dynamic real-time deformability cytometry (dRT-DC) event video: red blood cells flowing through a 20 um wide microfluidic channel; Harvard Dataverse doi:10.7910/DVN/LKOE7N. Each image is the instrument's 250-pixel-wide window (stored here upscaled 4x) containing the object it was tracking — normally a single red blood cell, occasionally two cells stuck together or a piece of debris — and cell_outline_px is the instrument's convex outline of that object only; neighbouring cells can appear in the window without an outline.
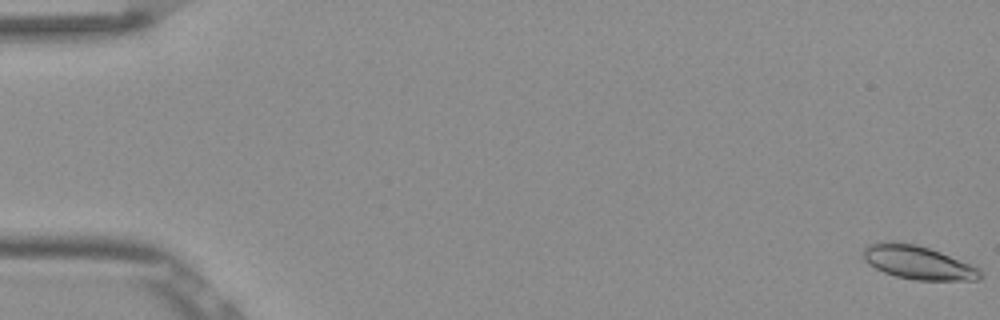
{"species": "Egyptian fruit bat (a non-hibernating species)", "species_latin": "Rousettus aegyptiacus", "temperature_condition": "room temperature", "stored_images_in_passage": 54, "camera_frame_rate_fps": 3000, "um_per_image_px": 0.085, "frame": {"image": 1, "passage_image": 1, "time_ms": 0.0, "image_size_px": [1000, 320], "cell_outline_px": [[984, 276], [980, 280], [916, 280], [896, 276], [884, 272], [868, 264], [864, 260], [864, 248], [868, 244], [916, 244], [940, 252], [980, 268], [984, 272]], "centroid_in_image_um": [78.13, 22.36], "position_along_channel_um": 6.9, "area_um2": 22.31}}
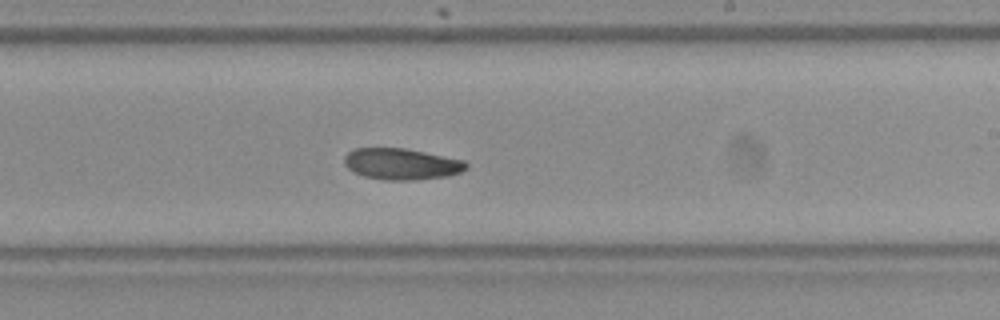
{"frame": {"image": 2, "passage_image": 33, "time_ms": 10.667, "image_size_px": [1000, 320], "cell_outline_px": [[468, 168], [460, 172], [448, 176], [416, 180], [384, 180], [364, 176], [352, 172], [344, 164], [344, 156], [352, 148], [404, 148], [464, 160], [468, 164]], "centroid_in_image_um": [34.1, 13.94], "position_along_channel_um": 254.9, "area_um2": 22.37}}
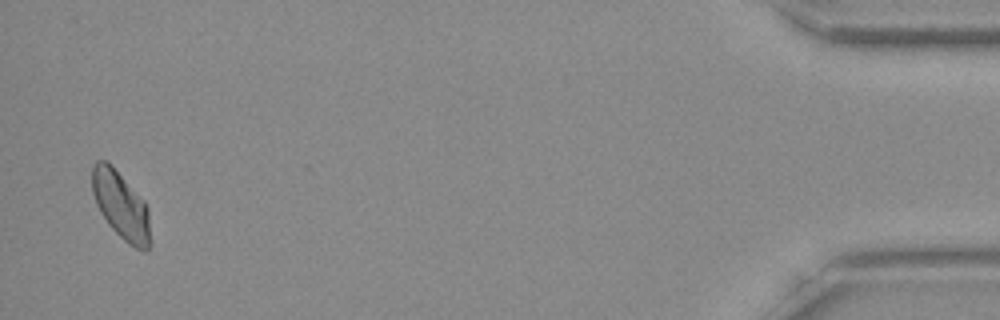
{"frame": {"image": 3, "passage_image": 53, "time_ms": 17.333, "image_size_px": [1000, 320], "cell_outline_px": [[148, 252], [144, 252], [128, 244], [108, 224], [100, 212], [96, 204], [92, 192], [92, 164], [96, 160], [104, 160], [144, 200], [148, 208]], "centroid_in_image_um": [10.24, 17.48], "position_along_channel_um": 425.0, "area_um2": 22.25}, "authors_computed_cell_mechanics": {"area_um2": 22.7154, "velocity_mm_per_s": 3.8177, "shape_relaxation_time_tau1_ms": 8.9365, "shape_relaxation_time_tau2_ms": null, "deformation_change_tau1": 0.1421, "deformation_change_tau2": null}}